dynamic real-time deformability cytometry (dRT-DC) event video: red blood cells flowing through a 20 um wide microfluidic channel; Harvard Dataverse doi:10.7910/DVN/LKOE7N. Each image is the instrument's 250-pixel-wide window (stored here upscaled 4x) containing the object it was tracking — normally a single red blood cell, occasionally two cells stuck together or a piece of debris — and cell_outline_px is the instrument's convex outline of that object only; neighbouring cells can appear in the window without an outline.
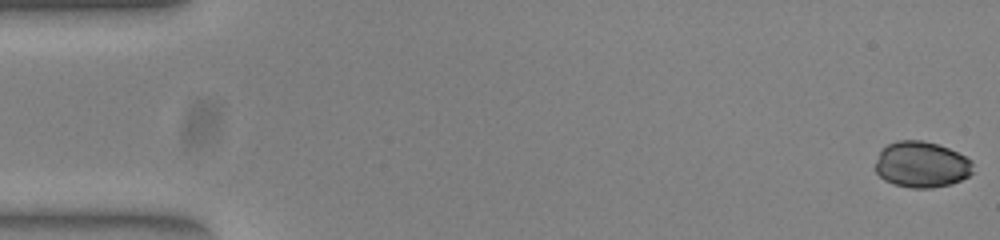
{"species": "common noctule bat (a hibernating species)", "species_latin": "Nyctalus noctula", "temperature_condition": "warm", "stored_images_in_passage": 54, "segment_of_instrument_passage": [1, 2], "camera_frame_rate_fps": 3000, "um_per_image_px": 0.085, "animal": {"sex": "female", "body_mass_g": 23.0, "forearm_length_mm": 53.4}, "frame": {"image": 1, "passage_image": 1, "time_ms": 0.0, "image_size_px": [1000, 240], "cell_outline_px": [[972, 172], [968, 176], [952, 184], [932, 188], [912, 188], [896, 184], [884, 180], [876, 172], [876, 160], [880, 152], [888, 144], [896, 140], [924, 140], [948, 148], [972, 160]], "centroid_in_image_um": [78.33, 13.99], "position_along_channel_um": 6.7, "area_um2": 26.07}}
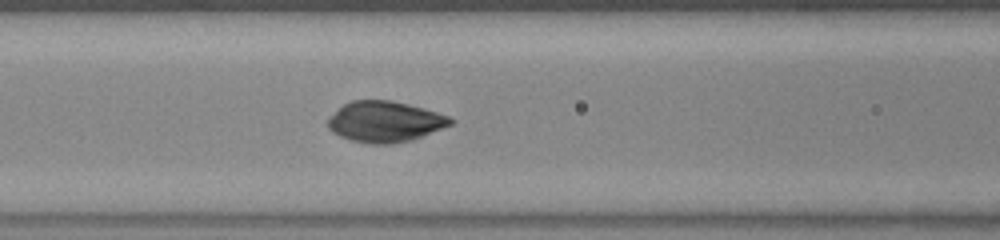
{"frame": {"image": 2, "passage_image": 22, "time_ms": 7.0, "image_size_px": [1000, 240], "cell_outline_px": [[456, 120], [452, 124], [412, 140], [392, 144], [372, 144], [352, 140], [340, 136], [332, 132], [328, 128], [328, 120], [344, 104], [352, 100], [392, 100], [424, 108], [448, 116]], "centroid_in_image_um": [32.74, 10.34], "position_along_channel_um": 133.9, "area_um2": 28.96}}
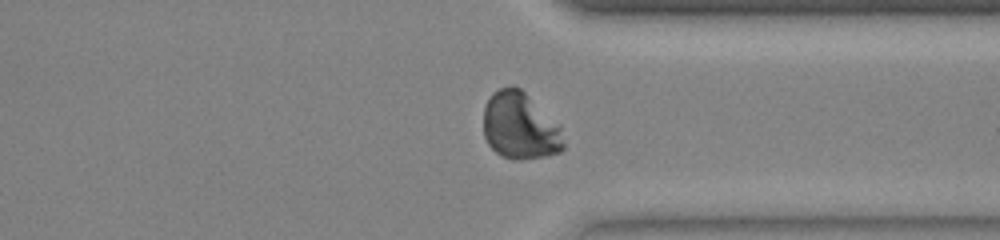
{"frame": {"image": 3, "passage_image": 40, "time_ms": 13.0, "image_size_px": [1000, 240], "cell_outline_px": [[564, 148], [560, 152], [544, 156], [516, 160], [504, 156], [496, 152], [488, 144], [484, 136], [484, 104], [492, 92], [500, 88], [512, 84], [520, 88], [560, 124], [564, 144]], "centroid_in_image_um": [44.2, 10.68], "position_along_channel_um": 367.2, "area_um2": 31.5}}